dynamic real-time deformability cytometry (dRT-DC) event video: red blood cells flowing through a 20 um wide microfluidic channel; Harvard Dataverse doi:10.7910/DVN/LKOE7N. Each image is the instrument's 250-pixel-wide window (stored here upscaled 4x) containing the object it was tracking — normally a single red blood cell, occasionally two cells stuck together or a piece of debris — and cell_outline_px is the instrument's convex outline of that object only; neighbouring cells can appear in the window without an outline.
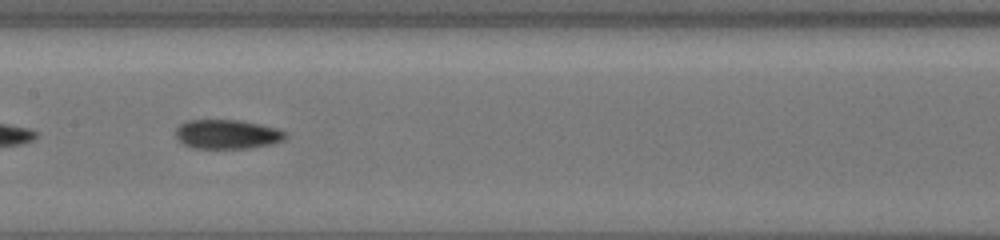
{"species": "common noctule bat (a hibernating species)", "species_latin": "Nyctalus noctula", "temperature_condition": "cold", "stored_images_in_passage": 43, "segment_of_instrument_passage": [2, 2], "camera_frame_rate_fps": 3000, "um_per_image_px": 0.085, "animal": {"sex": "female", "body_mass_g": 19.5, "forearm_length_mm": 54.1}, "frame": {"image": 1, "passage_image": 30, "time_ms": 9.667, "image_size_px": [1000, 240], "cell_outline_px": [[288, 136], [284, 140], [272, 144], [248, 148], [192, 148], [184, 144], [176, 136], [176, 128], [180, 124], [188, 120], [240, 120], [260, 124], [276, 128], [288, 132]], "centroid_in_image_um": [19.35, 11.41], "position_along_channel_um": 188.0, "area_um2": 18.79}}
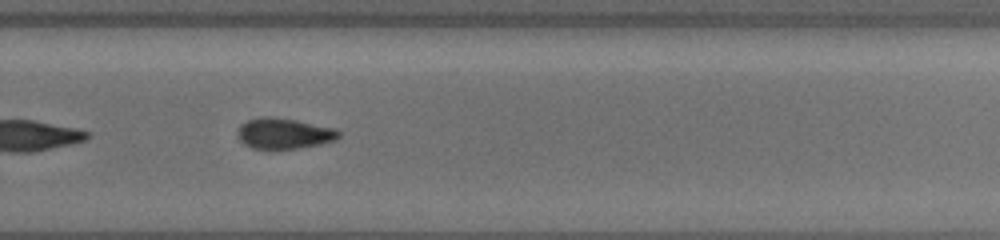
{"frame": {"image": 2, "passage_image": 39, "time_ms": 12.667, "image_size_px": [1000, 240], "cell_outline_px": [[340, 136], [336, 140], [320, 144], [296, 148], [252, 148], [244, 144], [240, 140], [236, 132], [240, 124], [248, 120], [264, 116], [272, 116], [296, 120], [332, 128], [340, 132]], "centroid_in_image_um": [24.1, 11.33], "position_along_channel_um": 305.7, "area_um2": 17.92}}